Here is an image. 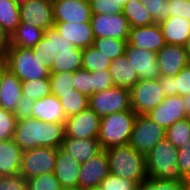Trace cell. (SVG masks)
Wrapping results in <instances>:
<instances>
[{
    "instance_id": "obj_17",
    "label": "cell",
    "mask_w": 190,
    "mask_h": 190,
    "mask_svg": "<svg viewBox=\"0 0 190 190\" xmlns=\"http://www.w3.org/2000/svg\"><path fill=\"white\" fill-rule=\"evenodd\" d=\"M147 116L165 130L175 122L188 117L184 101L180 95L166 97L164 101L151 110Z\"/></svg>"
},
{
    "instance_id": "obj_1",
    "label": "cell",
    "mask_w": 190,
    "mask_h": 190,
    "mask_svg": "<svg viewBox=\"0 0 190 190\" xmlns=\"http://www.w3.org/2000/svg\"><path fill=\"white\" fill-rule=\"evenodd\" d=\"M65 137L64 123L27 118L16 122L15 143L22 151L37 147L59 148Z\"/></svg>"
},
{
    "instance_id": "obj_56",
    "label": "cell",
    "mask_w": 190,
    "mask_h": 190,
    "mask_svg": "<svg viewBox=\"0 0 190 190\" xmlns=\"http://www.w3.org/2000/svg\"><path fill=\"white\" fill-rule=\"evenodd\" d=\"M184 190H190V181L184 182Z\"/></svg>"
},
{
    "instance_id": "obj_36",
    "label": "cell",
    "mask_w": 190,
    "mask_h": 190,
    "mask_svg": "<svg viewBox=\"0 0 190 190\" xmlns=\"http://www.w3.org/2000/svg\"><path fill=\"white\" fill-rule=\"evenodd\" d=\"M73 77L74 72L67 71L50 74L51 93L59 98L63 94L75 92Z\"/></svg>"
},
{
    "instance_id": "obj_23",
    "label": "cell",
    "mask_w": 190,
    "mask_h": 190,
    "mask_svg": "<svg viewBox=\"0 0 190 190\" xmlns=\"http://www.w3.org/2000/svg\"><path fill=\"white\" fill-rule=\"evenodd\" d=\"M159 25L165 44L184 46L190 39V21L185 18L169 16Z\"/></svg>"
},
{
    "instance_id": "obj_59",
    "label": "cell",
    "mask_w": 190,
    "mask_h": 190,
    "mask_svg": "<svg viewBox=\"0 0 190 190\" xmlns=\"http://www.w3.org/2000/svg\"><path fill=\"white\" fill-rule=\"evenodd\" d=\"M88 190H101L99 187L97 188H91V189H88Z\"/></svg>"
},
{
    "instance_id": "obj_29",
    "label": "cell",
    "mask_w": 190,
    "mask_h": 190,
    "mask_svg": "<svg viewBox=\"0 0 190 190\" xmlns=\"http://www.w3.org/2000/svg\"><path fill=\"white\" fill-rule=\"evenodd\" d=\"M82 69V49L64 50L49 66V73L75 72Z\"/></svg>"
},
{
    "instance_id": "obj_51",
    "label": "cell",
    "mask_w": 190,
    "mask_h": 190,
    "mask_svg": "<svg viewBox=\"0 0 190 190\" xmlns=\"http://www.w3.org/2000/svg\"><path fill=\"white\" fill-rule=\"evenodd\" d=\"M11 45V37L0 27V64L4 63Z\"/></svg>"
},
{
    "instance_id": "obj_30",
    "label": "cell",
    "mask_w": 190,
    "mask_h": 190,
    "mask_svg": "<svg viewBox=\"0 0 190 190\" xmlns=\"http://www.w3.org/2000/svg\"><path fill=\"white\" fill-rule=\"evenodd\" d=\"M122 14L127 19L130 28L148 26L156 23L140 0H129L123 6Z\"/></svg>"
},
{
    "instance_id": "obj_6",
    "label": "cell",
    "mask_w": 190,
    "mask_h": 190,
    "mask_svg": "<svg viewBox=\"0 0 190 190\" xmlns=\"http://www.w3.org/2000/svg\"><path fill=\"white\" fill-rule=\"evenodd\" d=\"M130 108L136 115H147L166 98L159 80H139L130 90Z\"/></svg>"
},
{
    "instance_id": "obj_2",
    "label": "cell",
    "mask_w": 190,
    "mask_h": 190,
    "mask_svg": "<svg viewBox=\"0 0 190 190\" xmlns=\"http://www.w3.org/2000/svg\"><path fill=\"white\" fill-rule=\"evenodd\" d=\"M108 156L109 173L134 181L137 185L146 180L145 155L130 145L105 149Z\"/></svg>"
},
{
    "instance_id": "obj_44",
    "label": "cell",
    "mask_w": 190,
    "mask_h": 190,
    "mask_svg": "<svg viewBox=\"0 0 190 190\" xmlns=\"http://www.w3.org/2000/svg\"><path fill=\"white\" fill-rule=\"evenodd\" d=\"M74 89L87 95H93V82L91 72L80 69L74 72Z\"/></svg>"
},
{
    "instance_id": "obj_8",
    "label": "cell",
    "mask_w": 190,
    "mask_h": 190,
    "mask_svg": "<svg viewBox=\"0 0 190 190\" xmlns=\"http://www.w3.org/2000/svg\"><path fill=\"white\" fill-rule=\"evenodd\" d=\"M89 108L101 118L130 110L129 89L114 86L89 96Z\"/></svg>"
},
{
    "instance_id": "obj_24",
    "label": "cell",
    "mask_w": 190,
    "mask_h": 190,
    "mask_svg": "<svg viewBox=\"0 0 190 190\" xmlns=\"http://www.w3.org/2000/svg\"><path fill=\"white\" fill-rule=\"evenodd\" d=\"M33 108L32 118L41 122L65 123L67 119L59 98L53 94L35 100Z\"/></svg>"
},
{
    "instance_id": "obj_13",
    "label": "cell",
    "mask_w": 190,
    "mask_h": 190,
    "mask_svg": "<svg viewBox=\"0 0 190 190\" xmlns=\"http://www.w3.org/2000/svg\"><path fill=\"white\" fill-rule=\"evenodd\" d=\"M21 22L47 30L54 26L53 5L50 0H26L19 5Z\"/></svg>"
},
{
    "instance_id": "obj_58",
    "label": "cell",
    "mask_w": 190,
    "mask_h": 190,
    "mask_svg": "<svg viewBox=\"0 0 190 190\" xmlns=\"http://www.w3.org/2000/svg\"><path fill=\"white\" fill-rule=\"evenodd\" d=\"M14 2H16L18 5L24 3L26 0H12Z\"/></svg>"
},
{
    "instance_id": "obj_45",
    "label": "cell",
    "mask_w": 190,
    "mask_h": 190,
    "mask_svg": "<svg viewBox=\"0 0 190 190\" xmlns=\"http://www.w3.org/2000/svg\"><path fill=\"white\" fill-rule=\"evenodd\" d=\"M190 95V63L174 76V96Z\"/></svg>"
},
{
    "instance_id": "obj_37",
    "label": "cell",
    "mask_w": 190,
    "mask_h": 190,
    "mask_svg": "<svg viewBox=\"0 0 190 190\" xmlns=\"http://www.w3.org/2000/svg\"><path fill=\"white\" fill-rule=\"evenodd\" d=\"M51 83L49 78L22 81V95L38 100L51 95Z\"/></svg>"
},
{
    "instance_id": "obj_52",
    "label": "cell",
    "mask_w": 190,
    "mask_h": 190,
    "mask_svg": "<svg viewBox=\"0 0 190 190\" xmlns=\"http://www.w3.org/2000/svg\"><path fill=\"white\" fill-rule=\"evenodd\" d=\"M158 80L165 96H174V76H160Z\"/></svg>"
},
{
    "instance_id": "obj_35",
    "label": "cell",
    "mask_w": 190,
    "mask_h": 190,
    "mask_svg": "<svg viewBox=\"0 0 190 190\" xmlns=\"http://www.w3.org/2000/svg\"><path fill=\"white\" fill-rule=\"evenodd\" d=\"M165 138L177 149L188 143L190 139V117L177 121L167 128Z\"/></svg>"
},
{
    "instance_id": "obj_5",
    "label": "cell",
    "mask_w": 190,
    "mask_h": 190,
    "mask_svg": "<svg viewBox=\"0 0 190 190\" xmlns=\"http://www.w3.org/2000/svg\"><path fill=\"white\" fill-rule=\"evenodd\" d=\"M136 116L130 109L102 117L98 136L102 150L128 145Z\"/></svg>"
},
{
    "instance_id": "obj_34",
    "label": "cell",
    "mask_w": 190,
    "mask_h": 190,
    "mask_svg": "<svg viewBox=\"0 0 190 190\" xmlns=\"http://www.w3.org/2000/svg\"><path fill=\"white\" fill-rule=\"evenodd\" d=\"M126 43V40L121 39L95 38L92 46L107 56L110 61H113L117 57L124 55Z\"/></svg>"
},
{
    "instance_id": "obj_10",
    "label": "cell",
    "mask_w": 190,
    "mask_h": 190,
    "mask_svg": "<svg viewBox=\"0 0 190 190\" xmlns=\"http://www.w3.org/2000/svg\"><path fill=\"white\" fill-rule=\"evenodd\" d=\"M100 120L101 117L89 107L78 114L69 116L64 123V138L98 139Z\"/></svg>"
},
{
    "instance_id": "obj_47",
    "label": "cell",
    "mask_w": 190,
    "mask_h": 190,
    "mask_svg": "<svg viewBox=\"0 0 190 190\" xmlns=\"http://www.w3.org/2000/svg\"><path fill=\"white\" fill-rule=\"evenodd\" d=\"M177 165L182 173V176L187 181H190V139L188 143L182 145V147L178 149Z\"/></svg>"
},
{
    "instance_id": "obj_28",
    "label": "cell",
    "mask_w": 190,
    "mask_h": 190,
    "mask_svg": "<svg viewBox=\"0 0 190 190\" xmlns=\"http://www.w3.org/2000/svg\"><path fill=\"white\" fill-rule=\"evenodd\" d=\"M44 31L25 22H20L17 30L11 36V46L32 49L43 38Z\"/></svg>"
},
{
    "instance_id": "obj_49",
    "label": "cell",
    "mask_w": 190,
    "mask_h": 190,
    "mask_svg": "<svg viewBox=\"0 0 190 190\" xmlns=\"http://www.w3.org/2000/svg\"><path fill=\"white\" fill-rule=\"evenodd\" d=\"M34 102L35 100H32L30 97L22 95L14 112L17 121L32 117Z\"/></svg>"
},
{
    "instance_id": "obj_33",
    "label": "cell",
    "mask_w": 190,
    "mask_h": 190,
    "mask_svg": "<svg viewBox=\"0 0 190 190\" xmlns=\"http://www.w3.org/2000/svg\"><path fill=\"white\" fill-rule=\"evenodd\" d=\"M62 109L67 117L78 114L89 107V97L77 90L59 97Z\"/></svg>"
},
{
    "instance_id": "obj_11",
    "label": "cell",
    "mask_w": 190,
    "mask_h": 190,
    "mask_svg": "<svg viewBox=\"0 0 190 190\" xmlns=\"http://www.w3.org/2000/svg\"><path fill=\"white\" fill-rule=\"evenodd\" d=\"M95 38L128 40L129 23L123 14H96L90 20Z\"/></svg>"
},
{
    "instance_id": "obj_48",
    "label": "cell",
    "mask_w": 190,
    "mask_h": 190,
    "mask_svg": "<svg viewBox=\"0 0 190 190\" xmlns=\"http://www.w3.org/2000/svg\"><path fill=\"white\" fill-rule=\"evenodd\" d=\"M0 190H28L27 180L20 174L2 177Z\"/></svg>"
},
{
    "instance_id": "obj_39",
    "label": "cell",
    "mask_w": 190,
    "mask_h": 190,
    "mask_svg": "<svg viewBox=\"0 0 190 190\" xmlns=\"http://www.w3.org/2000/svg\"><path fill=\"white\" fill-rule=\"evenodd\" d=\"M156 23L169 17V0H140Z\"/></svg>"
},
{
    "instance_id": "obj_26",
    "label": "cell",
    "mask_w": 190,
    "mask_h": 190,
    "mask_svg": "<svg viewBox=\"0 0 190 190\" xmlns=\"http://www.w3.org/2000/svg\"><path fill=\"white\" fill-rule=\"evenodd\" d=\"M22 152L13 138L0 141V175L2 177L20 174Z\"/></svg>"
},
{
    "instance_id": "obj_20",
    "label": "cell",
    "mask_w": 190,
    "mask_h": 190,
    "mask_svg": "<svg viewBox=\"0 0 190 190\" xmlns=\"http://www.w3.org/2000/svg\"><path fill=\"white\" fill-rule=\"evenodd\" d=\"M80 168L81 163L72 158L67 152H64L60 147L57 148L53 173L62 188H78Z\"/></svg>"
},
{
    "instance_id": "obj_21",
    "label": "cell",
    "mask_w": 190,
    "mask_h": 190,
    "mask_svg": "<svg viewBox=\"0 0 190 190\" xmlns=\"http://www.w3.org/2000/svg\"><path fill=\"white\" fill-rule=\"evenodd\" d=\"M0 80V107L14 113L22 97V81L2 64H0Z\"/></svg>"
},
{
    "instance_id": "obj_40",
    "label": "cell",
    "mask_w": 190,
    "mask_h": 190,
    "mask_svg": "<svg viewBox=\"0 0 190 190\" xmlns=\"http://www.w3.org/2000/svg\"><path fill=\"white\" fill-rule=\"evenodd\" d=\"M138 190H184V183L172 180L147 178L137 185Z\"/></svg>"
},
{
    "instance_id": "obj_9",
    "label": "cell",
    "mask_w": 190,
    "mask_h": 190,
    "mask_svg": "<svg viewBox=\"0 0 190 190\" xmlns=\"http://www.w3.org/2000/svg\"><path fill=\"white\" fill-rule=\"evenodd\" d=\"M57 149L37 147L22 152L20 175L30 179L53 172Z\"/></svg>"
},
{
    "instance_id": "obj_16",
    "label": "cell",
    "mask_w": 190,
    "mask_h": 190,
    "mask_svg": "<svg viewBox=\"0 0 190 190\" xmlns=\"http://www.w3.org/2000/svg\"><path fill=\"white\" fill-rule=\"evenodd\" d=\"M32 49L34 55H38L43 61V64L50 66L61 51L75 50L76 47L64 37L60 36L53 26L44 31L43 38Z\"/></svg>"
},
{
    "instance_id": "obj_22",
    "label": "cell",
    "mask_w": 190,
    "mask_h": 190,
    "mask_svg": "<svg viewBox=\"0 0 190 190\" xmlns=\"http://www.w3.org/2000/svg\"><path fill=\"white\" fill-rule=\"evenodd\" d=\"M54 27L60 36L76 48L85 49L91 46L95 39L91 23L54 22Z\"/></svg>"
},
{
    "instance_id": "obj_31",
    "label": "cell",
    "mask_w": 190,
    "mask_h": 190,
    "mask_svg": "<svg viewBox=\"0 0 190 190\" xmlns=\"http://www.w3.org/2000/svg\"><path fill=\"white\" fill-rule=\"evenodd\" d=\"M20 22L19 5L12 0H0V27L11 37Z\"/></svg>"
},
{
    "instance_id": "obj_53",
    "label": "cell",
    "mask_w": 190,
    "mask_h": 190,
    "mask_svg": "<svg viewBox=\"0 0 190 190\" xmlns=\"http://www.w3.org/2000/svg\"><path fill=\"white\" fill-rule=\"evenodd\" d=\"M185 105L186 114L190 117V95L182 97Z\"/></svg>"
},
{
    "instance_id": "obj_3",
    "label": "cell",
    "mask_w": 190,
    "mask_h": 190,
    "mask_svg": "<svg viewBox=\"0 0 190 190\" xmlns=\"http://www.w3.org/2000/svg\"><path fill=\"white\" fill-rule=\"evenodd\" d=\"M146 172L148 178L187 181L177 165L178 149L166 138L156 144L146 155Z\"/></svg>"
},
{
    "instance_id": "obj_42",
    "label": "cell",
    "mask_w": 190,
    "mask_h": 190,
    "mask_svg": "<svg viewBox=\"0 0 190 190\" xmlns=\"http://www.w3.org/2000/svg\"><path fill=\"white\" fill-rule=\"evenodd\" d=\"M101 190H136L137 184L129 179L109 174L100 184Z\"/></svg>"
},
{
    "instance_id": "obj_7",
    "label": "cell",
    "mask_w": 190,
    "mask_h": 190,
    "mask_svg": "<svg viewBox=\"0 0 190 190\" xmlns=\"http://www.w3.org/2000/svg\"><path fill=\"white\" fill-rule=\"evenodd\" d=\"M166 130L147 115H137L128 145L146 155L156 144L165 139Z\"/></svg>"
},
{
    "instance_id": "obj_41",
    "label": "cell",
    "mask_w": 190,
    "mask_h": 190,
    "mask_svg": "<svg viewBox=\"0 0 190 190\" xmlns=\"http://www.w3.org/2000/svg\"><path fill=\"white\" fill-rule=\"evenodd\" d=\"M17 119L13 112L0 107V141L14 137Z\"/></svg>"
},
{
    "instance_id": "obj_19",
    "label": "cell",
    "mask_w": 190,
    "mask_h": 190,
    "mask_svg": "<svg viewBox=\"0 0 190 190\" xmlns=\"http://www.w3.org/2000/svg\"><path fill=\"white\" fill-rule=\"evenodd\" d=\"M127 43L137 48L148 49L156 53L165 45L159 23L148 26L131 27L129 29Z\"/></svg>"
},
{
    "instance_id": "obj_15",
    "label": "cell",
    "mask_w": 190,
    "mask_h": 190,
    "mask_svg": "<svg viewBox=\"0 0 190 190\" xmlns=\"http://www.w3.org/2000/svg\"><path fill=\"white\" fill-rule=\"evenodd\" d=\"M108 156L102 150L95 157L81 164L78 188L91 189L100 187L101 182L109 175Z\"/></svg>"
},
{
    "instance_id": "obj_54",
    "label": "cell",
    "mask_w": 190,
    "mask_h": 190,
    "mask_svg": "<svg viewBox=\"0 0 190 190\" xmlns=\"http://www.w3.org/2000/svg\"><path fill=\"white\" fill-rule=\"evenodd\" d=\"M184 47H185V51L187 52V56H188V58L190 60V39L186 42Z\"/></svg>"
},
{
    "instance_id": "obj_12",
    "label": "cell",
    "mask_w": 190,
    "mask_h": 190,
    "mask_svg": "<svg viewBox=\"0 0 190 190\" xmlns=\"http://www.w3.org/2000/svg\"><path fill=\"white\" fill-rule=\"evenodd\" d=\"M124 55L135 69L139 80H158L160 78L156 52L126 43Z\"/></svg>"
},
{
    "instance_id": "obj_55",
    "label": "cell",
    "mask_w": 190,
    "mask_h": 190,
    "mask_svg": "<svg viewBox=\"0 0 190 190\" xmlns=\"http://www.w3.org/2000/svg\"><path fill=\"white\" fill-rule=\"evenodd\" d=\"M114 1H116L123 7L129 0H114Z\"/></svg>"
},
{
    "instance_id": "obj_43",
    "label": "cell",
    "mask_w": 190,
    "mask_h": 190,
    "mask_svg": "<svg viewBox=\"0 0 190 190\" xmlns=\"http://www.w3.org/2000/svg\"><path fill=\"white\" fill-rule=\"evenodd\" d=\"M92 15L122 14L123 7L114 0H89Z\"/></svg>"
},
{
    "instance_id": "obj_25",
    "label": "cell",
    "mask_w": 190,
    "mask_h": 190,
    "mask_svg": "<svg viewBox=\"0 0 190 190\" xmlns=\"http://www.w3.org/2000/svg\"><path fill=\"white\" fill-rule=\"evenodd\" d=\"M60 148L81 164L102 151L98 139L64 138Z\"/></svg>"
},
{
    "instance_id": "obj_4",
    "label": "cell",
    "mask_w": 190,
    "mask_h": 190,
    "mask_svg": "<svg viewBox=\"0 0 190 190\" xmlns=\"http://www.w3.org/2000/svg\"><path fill=\"white\" fill-rule=\"evenodd\" d=\"M21 81L49 78V66L34 55L33 49L17 46L9 47L6 59L2 64Z\"/></svg>"
},
{
    "instance_id": "obj_14",
    "label": "cell",
    "mask_w": 190,
    "mask_h": 190,
    "mask_svg": "<svg viewBox=\"0 0 190 190\" xmlns=\"http://www.w3.org/2000/svg\"><path fill=\"white\" fill-rule=\"evenodd\" d=\"M54 22L90 23L89 0H52Z\"/></svg>"
},
{
    "instance_id": "obj_18",
    "label": "cell",
    "mask_w": 190,
    "mask_h": 190,
    "mask_svg": "<svg viewBox=\"0 0 190 190\" xmlns=\"http://www.w3.org/2000/svg\"><path fill=\"white\" fill-rule=\"evenodd\" d=\"M157 63L161 76H176L190 63L184 46L165 44L157 52Z\"/></svg>"
},
{
    "instance_id": "obj_50",
    "label": "cell",
    "mask_w": 190,
    "mask_h": 190,
    "mask_svg": "<svg viewBox=\"0 0 190 190\" xmlns=\"http://www.w3.org/2000/svg\"><path fill=\"white\" fill-rule=\"evenodd\" d=\"M169 16L185 18L190 21V0H169Z\"/></svg>"
},
{
    "instance_id": "obj_57",
    "label": "cell",
    "mask_w": 190,
    "mask_h": 190,
    "mask_svg": "<svg viewBox=\"0 0 190 190\" xmlns=\"http://www.w3.org/2000/svg\"><path fill=\"white\" fill-rule=\"evenodd\" d=\"M61 190H85V189H81V188H62Z\"/></svg>"
},
{
    "instance_id": "obj_38",
    "label": "cell",
    "mask_w": 190,
    "mask_h": 190,
    "mask_svg": "<svg viewBox=\"0 0 190 190\" xmlns=\"http://www.w3.org/2000/svg\"><path fill=\"white\" fill-rule=\"evenodd\" d=\"M27 180L28 190H61L62 186L53 172Z\"/></svg>"
},
{
    "instance_id": "obj_46",
    "label": "cell",
    "mask_w": 190,
    "mask_h": 190,
    "mask_svg": "<svg viewBox=\"0 0 190 190\" xmlns=\"http://www.w3.org/2000/svg\"><path fill=\"white\" fill-rule=\"evenodd\" d=\"M93 82V94L114 87V82L108 70L91 72Z\"/></svg>"
},
{
    "instance_id": "obj_27",
    "label": "cell",
    "mask_w": 190,
    "mask_h": 190,
    "mask_svg": "<svg viewBox=\"0 0 190 190\" xmlns=\"http://www.w3.org/2000/svg\"><path fill=\"white\" fill-rule=\"evenodd\" d=\"M108 71L114 86L130 90L139 81L135 69L125 55L111 61Z\"/></svg>"
},
{
    "instance_id": "obj_32",
    "label": "cell",
    "mask_w": 190,
    "mask_h": 190,
    "mask_svg": "<svg viewBox=\"0 0 190 190\" xmlns=\"http://www.w3.org/2000/svg\"><path fill=\"white\" fill-rule=\"evenodd\" d=\"M111 61L92 45L82 49V69L89 72L108 70Z\"/></svg>"
}]
</instances>
